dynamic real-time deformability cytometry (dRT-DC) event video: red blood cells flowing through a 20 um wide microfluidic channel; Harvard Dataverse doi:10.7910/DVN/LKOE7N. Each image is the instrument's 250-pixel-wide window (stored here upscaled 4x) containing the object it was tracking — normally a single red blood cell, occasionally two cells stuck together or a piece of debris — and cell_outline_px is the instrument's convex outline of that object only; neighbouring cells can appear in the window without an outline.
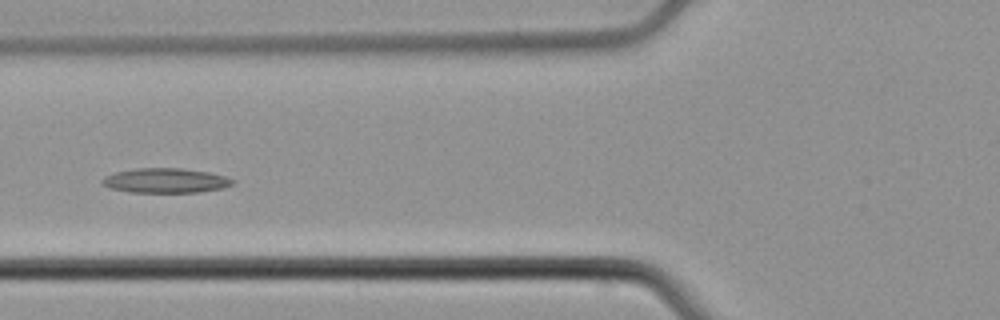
{"species": "common noctule bat (a hibernating species)", "species_latin": "Nyctalus noctula", "temperature_condition": "cold", "stored_images_in_passage": 6, "camera_frame_rate_fps": 3000, "um_per_image_px": 0.085, "animal": {"sex": "male", "body_mass_g": 21.5, "forearm_length_mm": 52.0}, "frame": {"image": 1, "passage_image": 5, "time_ms": 5.0, "image_size_px": [1000, 320], "cell_outline_px": [[236, 180], [232, 184], [224, 188], [196, 192], [128, 192], [108, 188], [100, 184], [100, 180], [104, 176], [116, 172], [136, 168], [180, 168], [208, 172], [224, 176]], "centroid_in_image_um": [14.01, 15.35], "position_along_channel_um": 111.8, "area_um2": 18.84}}
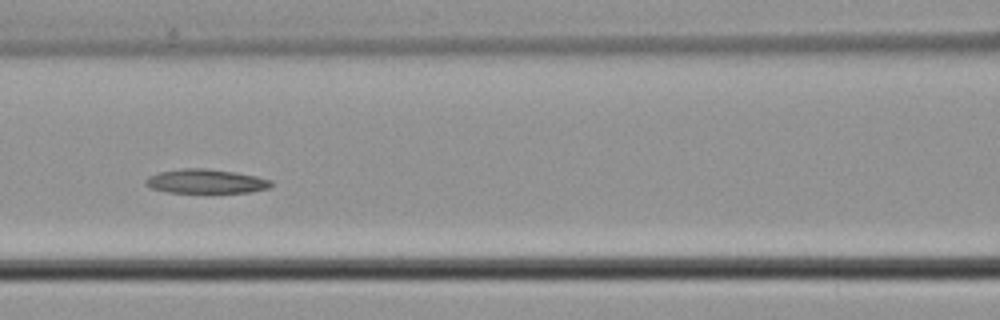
{"frame": {"image": 2, "passage_image": 6, "time_ms": 6.0, "image_size_px": [1000, 320], "cell_outline_px": [[272, 184], [268, 188], [248, 192], [168, 192], [152, 188], [144, 184], [144, 180], [148, 176], [160, 172], [184, 168], [204, 168], [236, 172], [256, 176], [272, 180]], "centroid_in_image_um": [17.48, 15.4], "position_along_channel_um": 149.1, "area_um2": 17.51}}